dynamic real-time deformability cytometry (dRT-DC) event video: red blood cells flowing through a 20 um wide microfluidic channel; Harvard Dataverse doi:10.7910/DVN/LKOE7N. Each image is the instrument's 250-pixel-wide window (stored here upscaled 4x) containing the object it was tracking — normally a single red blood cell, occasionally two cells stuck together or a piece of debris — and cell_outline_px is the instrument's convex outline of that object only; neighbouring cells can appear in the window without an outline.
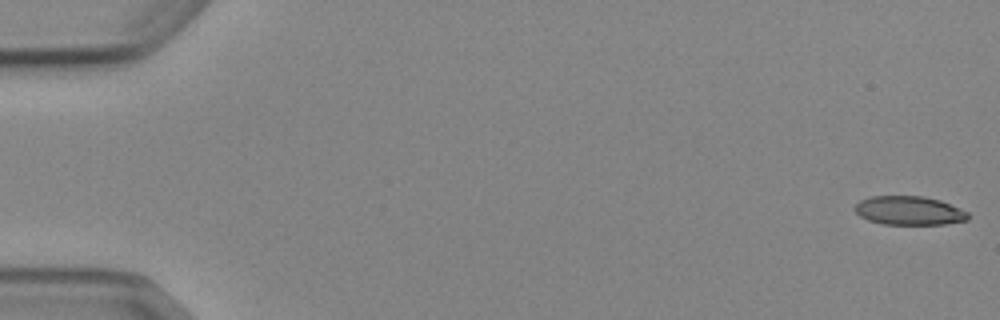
{"species": "Egyptian fruit bat (a non-hibernating species)", "species_latin": "Rousettus aegyptiacus", "temperature_condition": "cold", "stored_images_in_passage": 5, "camera_frame_rate_fps": 3000, "um_per_image_px": 0.085, "animal": {"sex": "female"}, "frame": {"image": 1, "passage_image": 1, "time_ms": 0.0, "image_size_px": [1000, 320], "cell_outline_px": [[968, 220], [944, 224], [884, 224], [868, 220], [860, 216], [852, 208], [860, 200], [868, 196], [924, 196], [940, 200], [968, 212]], "centroid_in_image_um": [77.24, 17.89], "position_along_channel_um": 7.8, "area_um2": 19.02}}
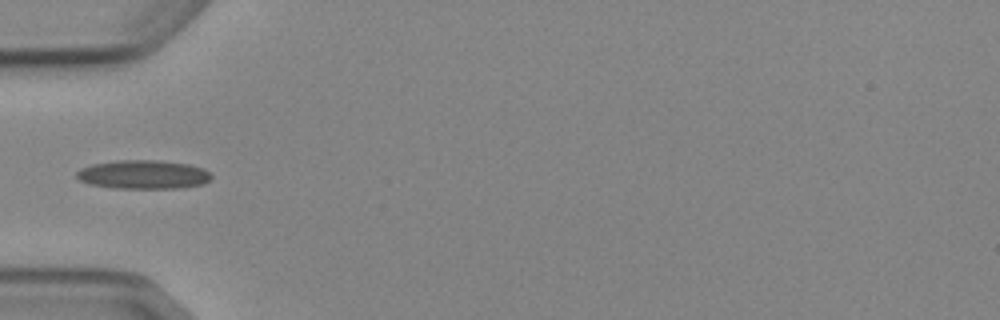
{"frame": {"image": 2, "passage_image": 5, "time_ms": 5.667, "image_size_px": [1000, 320], "cell_outline_px": [[212, 180], [204, 184], [184, 188], [112, 188], [88, 184], [80, 180], [76, 176], [76, 172], [80, 168], [92, 164], [116, 160], [160, 160], [188, 164], [204, 168], [212, 172]], "centroid_in_image_um": [12.23, 14.84], "position_along_channel_um": 72.8, "area_um2": 23.06}}